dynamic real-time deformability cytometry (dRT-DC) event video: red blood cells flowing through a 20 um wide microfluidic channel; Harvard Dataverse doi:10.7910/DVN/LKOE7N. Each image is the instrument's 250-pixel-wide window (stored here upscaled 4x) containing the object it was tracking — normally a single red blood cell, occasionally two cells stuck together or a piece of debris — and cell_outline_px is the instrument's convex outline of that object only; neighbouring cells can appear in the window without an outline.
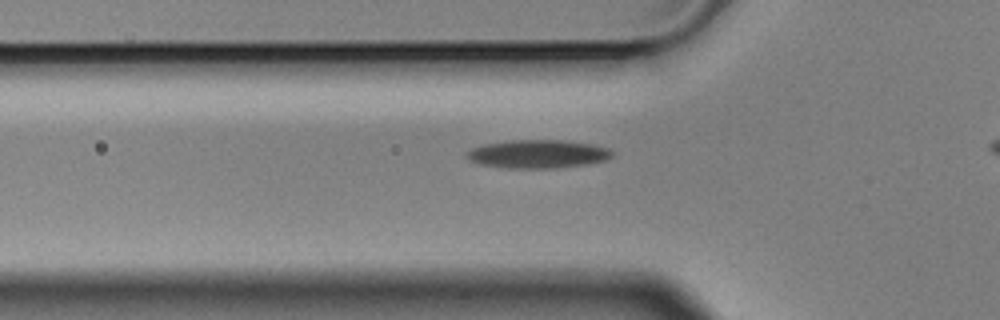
{"species": "Egyptian fruit bat (a non-hibernating species)", "species_latin": "Rousettus aegyptiacus", "temperature_condition": "cold", "stored_images_in_passage": 42, "camera_frame_rate_fps": 3000, "um_per_image_px": 0.085, "animal": {"sex": "male"}, "frame": {"image": 1, "passage_image": 11, "time_ms": 3.333, "image_size_px": [1000, 320], "cell_outline_px": [[604, 156], [596, 160], [564, 164], [504, 164], [480, 160], [472, 156], [472, 152], [480, 148], [504, 144], [572, 144], [596, 148], [604, 152]], "centroid_in_image_um": [45.71, 13.08], "position_along_channel_um": 80.1, "area_um2": 16.18}}
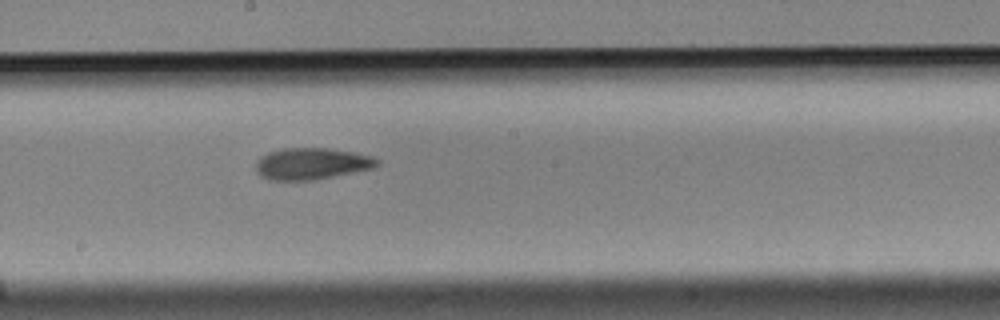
{"frame": {"image": 2, "passage_image": 23, "time_ms": 7.333, "image_size_px": [1000, 320], "cell_outline_px": [[372, 164], [360, 168], [320, 176], [272, 176], [264, 172], [260, 168], [260, 164], [268, 156], [280, 152], [336, 152], [356, 156], [372, 160]], "centroid_in_image_um": [26.45, 13.91], "position_along_channel_um": 221.8, "area_um2": 15.49}}
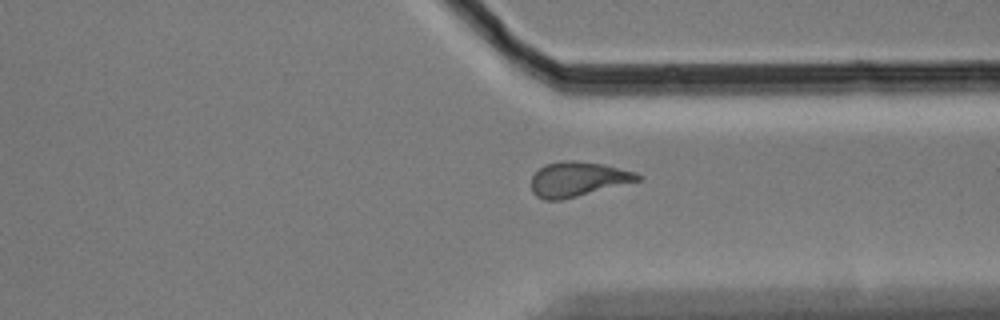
{"frame": {"image": 3, "passage_image": 35, "time_ms": 11.333, "image_size_px": [1000, 320], "cell_outline_px": [[640, 176], [636, 180], [572, 196], [540, 196], [532, 188], [532, 180], [536, 172], [540, 168], [548, 164], [596, 164], [628, 172]], "centroid_in_image_um": [49.05, 15.22], "position_along_channel_um": 362.3, "area_um2": 18.09}, "authors_computed_cell_mechanics": {"area_um2": 16.7331, "velocity_mm_per_s": 3.5227, "shape_relaxation_time_tau1_ms": null, "shape_relaxation_time_tau2_ms": 8.7845, "deformation_change_tau1": null, "deformation_change_tau2": 0.1976}}